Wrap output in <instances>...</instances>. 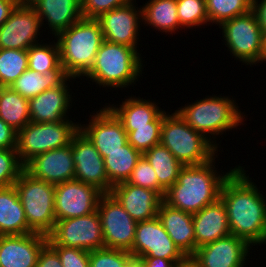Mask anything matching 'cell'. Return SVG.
Instances as JSON below:
<instances>
[{
  "label": "cell",
  "mask_w": 266,
  "mask_h": 267,
  "mask_svg": "<svg viewBox=\"0 0 266 267\" xmlns=\"http://www.w3.org/2000/svg\"><path fill=\"white\" fill-rule=\"evenodd\" d=\"M240 165L224 181L220 192L229 229L252 247L266 245V197Z\"/></svg>",
  "instance_id": "1"
},
{
  "label": "cell",
  "mask_w": 266,
  "mask_h": 267,
  "mask_svg": "<svg viewBox=\"0 0 266 267\" xmlns=\"http://www.w3.org/2000/svg\"><path fill=\"white\" fill-rule=\"evenodd\" d=\"M215 159L204 164L183 166L177 181L166 190L164 202L191 214L216 202L224 181L238 166L231 167L228 172L221 170L220 173L215 167Z\"/></svg>",
  "instance_id": "2"
},
{
  "label": "cell",
  "mask_w": 266,
  "mask_h": 267,
  "mask_svg": "<svg viewBox=\"0 0 266 267\" xmlns=\"http://www.w3.org/2000/svg\"><path fill=\"white\" fill-rule=\"evenodd\" d=\"M175 111L192 129L205 136L217 148H221L219 143H216L218 138L226 134V131L244 125L247 118L245 112L239 109L236 100L233 97L231 99L229 95H208L194 103H186Z\"/></svg>",
  "instance_id": "3"
},
{
  "label": "cell",
  "mask_w": 266,
  "mask_h": 267,
  "mask_svg": "<svg viewBox=\"0 0 266 267\" xmlns=\"http://www.w3.org/2000/svg\"><path fill=\"white\" fill-rule=\"evenodd\" d=\"M60 61L65 73L76 79L92 68L96 54L104 42L102 28L97 19L81 18L55 37Z\"/></svg>",
  "instance_id": "4"
},
{
  "label": "cell",
  "mask_w": 266,
  "mask_h": 267,
  "mask_svg": "<svg viewBox=\"0 0 266 267\" xmlns=\"http://www.w3.org/2000/svg\"><path fill=\"white\" fill-rule=\"evenodd\" d=\"M142 60L141 54L135 48L104 40L92 68L84 76L87 78L83 80L90 79L89 81L98 84L100 88L128 89V86H132L143 76Z\"/></svg>",
  "instance_id": "5"
},
{
  "label": "cell",
  "mask_w": 266,
  "mask_h": 267,
  "mask_svg": "<svg viewBox=\"0 0 266 267\" xmlns=\"http://www.w3.org/2000/svg\"><path fill=\"white\" fill-rule=\"evenodd\" d=\"M183 165L204 164L218 157V148L201 133L192 129L174 111L168 112L161 126V141Z\"/></svg>",
  "instance_id": "6"
},
{
  "label": "cell",
  "mask_w": 266,
  "mask_h": 267,
  "mask_svg": "<svg viewBox=\"0 0 266 267\" xmlns=\"http://www.w3.org/2000/svg\"><path fill=\"white\" fill-rule=\"evenodd\" d=\"M29 228L48 236L56 223L55 185L35 179L25 170L14 183Z\"/></svg>",
  "instance_id": "7"
},
{
  "label": "cell",
  "mask_w": 266,
  "mask_h": 267,
  "mask_svg": "<svg viewBox=\"0 0 266 267\" xmlns=\"http://www.w3.org/2000/svg\"><path fill=\"white\" fill-rule=\"evenodd\" d=\"M80 130V123L65 119L62 122H29L17 132V154L25 166L35 156L67 146Z\"/></svg>",
  "instance_id": "8"
},
{
  "label": "cell",
  "mask_w": 266,
  "mask_h": 267,
  "mask_svg": "<svg viewBox=\"0 0 266 267\" xmlns=\"http://www.w3.org/2000/svg\"><path fill=\"white\" fill-rule=\"evenodd\" d=\"M225 46L243 65L263 63L264 32L258 24L255 13L250 12L224 21L219 25Z\"/></svg>",
  "instance_id": "9"
},
{
  "label": "cell",
  "mask_w": 266,
  "mask_h": 267,
  "mask_svg": "<svg viewBox=\"0 0 266 267\" xmlns=\"http://www.w3.org/2000/svg\"><path fill=\"white\" fill-rule=\"evenodd\" d=\"M47 243L87 251L105 248L98 211L81 217L56 221L53 231L48 235Z\"/></svg>",
  "instance_id": "10"
},
{
  "label": "cell",
  "mask_w": 266,
  "mask_h": 267,
  "mask_svg": "<svg viewBox=\"0 0 266 267\" xmlns=\"http://www.w3.org/2000/svg\"><path fill=\"white\" fill-rule=\"evenodd\" d=\"M97 211L101 219L105 248L129 252L134 244L137 222L111 193L102 194Z\"/></svg>",
  "instance_id": "11"
},
{
  "label": "cell",
  "mask_w": 266,
  "mask_h": 267,
  "mask_svg": "<svg viewBox=\"0 0 266 267\" xmlns=\"http://www.w3.org/2000/svg\"><path fill=\"white\" fill-rule=\"evenodd\" d=\"M42 28L34 8L27 0H21L0 26V49L27 50L39 43Z\"/></svg>",
  "instance_id": "12"
},
{
  "label": "cell",
  "mask_w": 266,
  "mask_h": 267,
  "mask_svg": "<svg viewBox=\"0 0 266 267\" xmlns=\"http://www.w3.org/2000/svg\"><path fill=\"white\" fill-rule=\"evenodd\" d=\"M102 192L76 179L55 185L56 221L81 217L97 211Z\"/></svg>",
  "instance_id": "13"
},
{
  "label": "cell",
  "mask_w": 266,
  "mask_h": 267,
  "mask_svg": "<svg viewBox=\"0 0 266 267\" xmlns=\"http://www.w3.org/2000/svg\"><path fill=\"white\" fill-rule=\"evenodd\" d=\"M250 250L245 240L230 234L198 247L189 261L196 267H246Z\"/></svg>",
  "instance_id": "14"
},
{
  "label": "cell",
  "mask_w": 266,
  "mask_h": 267,
  "mask_svg": "<svg viewBox=\"0 0 266 267\" xmlns=\"http://www.w3.org/2000/svg\"><path fill=\"white\" fill-rule=\"evenodd\" d=\"M134 258L154 257L170 260H189L175 245L156 216L137 222L134 244L129 251Z\"/></svg>",
  "instance_id": "15"
},
{
  "label": "cell",
  "mask_w": 266,
  "mask_h": 267,
  "mask_svg": "<svg viewBox=\"0 0 266 267\" xmlns=\"http://www.w3.org/2000/svg\"><path fill=\"white\" fill-rule=\"evenodd\" d=\"M71 147L75 164L74 179L96 187L103 194L110 193L112 185L106 175L104 159L81 130L74 135Z\"/></svg>",
  "instance_id": "16"
},
{
  "label": "cell",
  "mask_w": 266,
  "mask_h": 267,
  "mask_svg": "<svg viewBox=\"0 0 266 267\" xmlns=\"http://www.w3.org/2000/svg\"><path fill=\"white\" fill-rule=\"evenodd\" d=\"M136 0L122 7L112 9L102 14L99 21L104 40L135 48H139V32L142 20V8ZM137 4V5H136Z\"/></svg>",
  "instance_id": "17"
},
{
  "label": "cell",
  "mask_w": 266,
  "mask_h": 267,
  "mask_svg": "<svg viewBox=\"0 0 266 267\" xmlns=\"http://www.w3.org/2000/svg\"><path fill=\"white\" fill-rule=\"evenodd\" d=\"M89 117V124L80 123V130L103 158L107 156V152L120 150L128 143L122 122L106 105Z\"/></svg>",
  "instance_id": "18"
},
{
  "label": "cell",
  "mask_w": 266,
  "mask_h": 267,
  "mask_svg": "<svg viewBox=\"0 0 266 267\" xmlns=\"http://www.w3.org/2000/svg\"><path fill=\"white\" fill-rule=\"evenodd\" d=\"M24 170L33 178L57 185L75 178L71 143L35 156Z\"/></svg>",
  "instance_id": "19"
},
{
  "label": "cell",
  "mask_w": 266,
  "mask_h": 267,
  "mask_svg": "<svg viewBox=\"0 0 266 267\" xmlns=\"http://www.w3.org/2000/svg\"><path fill=\"white\" fill-rule=\"evenodd\" d=\"M75 79L74 77H68L61 85L47 89L30 98L29 116L31 122H62L69 119L70 117L67 114L73 107L72 103L74 101L69 83L75 81Z\"/></svg>",
  "instance_id": "20"
},
{
  "label": "cell",
  "mask_w": 266,
  "mask_h": 267,
  "mask_svg": "<svg viewBox=\"0 0 266 267\" xmlns=\"http://www.w3.org/2000/svg\"><path fill=\"white\" fill-rule=\"evenodd\" d=\"M47 242L48 236L35 232L0 236V267H36Z\"/></svg>",
  "instance_id": "21"
},
{
  "label": "cell",
  "mask_w": 266,
  "mask_h": 267,
  "mask_svg": "<svg viewBox=\"0 0 266 267\" xmlns=\"http://www.w3.org/2000/svg\"><path fill=\"white\" fill-rule=\"evenodd\" d=\"M110 193L136 221L142 222L157 216L163 197L152 189L122 182L112 186Z\"/></svg>",
  "instance_id": "22"
},
{
  "label": "cell",
  "mask_w": 266,
  "mask_h": 267,
  "mask_svg": "<svg viewBox=\"0 0 266 267\" xmlns=\"http://www.w3.org/2000/svg\"><path fill=\"white\" fill-rule=\"evenodd\" d=\"M39 16L42 27L56 37L82 18L81 0H27ZM45 20V21H44ZM46 22V23H44Z\"/></svg>",
  "instance_id": "23"
},
{
  "label": "cell",
  "mask_w": 266,
  "mask_h": 267,
  "mask_svg": "<svg viewBox=\"0 0 266 267\" xmlns=\"http://www.w3.org/2000/svg\"><path fill=\"white\" fill-rule=\"evenodd\" d=\"M195 251L198 247L231 234L225 205L219 198L193 214Z\"/></svg>",
  "instance_id": "24"
},
{
  "label": "cell",
  "mask_w": 266,
  "mask_h": 267,
  "mask_svg": "<svg viewBox=\"0 0 266 267\" xmlns=\"http://www.w3.org/2000/svg\"><path fill=\"white\" fill-rule=\"evenodd\" d=\"M157 217L175 245L189 259L195 252L193 214L172 208L163 201Z\"/></svg>",
  "instance_id": "25"
},
{
  "label": "cell",
  "mask_w": 266,
  "mask_h": 267,
  "mask_svg": "<svg viewBox=\"0 0 266 267\" xmlns=\"http://www.w3.org/2000/svg\"><path fill=\"white\" fill-rule=\"evenodd\" d=\"M105 103V105L116 115V117L122 122L123 127L127 134L130 131H134L135 127L151 126V122H154L165 110L161 109L156 101L150 99H143L140 96L135 97L131 95L122 103L111 104Z\"/></svg>",
  "instance_id": "26"
},
{
  "label": "cell",
  "mask_w": 266,
  "mask_h": 267,
  "mask_svg": "<svg viewBox=\"0 0 266 267\" xmlns=\"http://www.w3.org/2000/svg\"><path fill=\"white\" fill-rule=\"evenodd\" d=\"M33 233L14 185L0 188V236Z\"/></svg>",
  "instance_id": "27"
},
{
  "label": "cell",
  "mask_w": 266,
  "mask_h": 267,
  "mask_svg": "<svg viewBox=\"0 0 266 267\" xmlns=\"http://www.w3.org/2000/svg\"><path fill=\"white\" fill-rule=\"evenodd\" d=\"M142 20L146 27L157 29L165 34H176L175 32L182 30L177 15L176 0H148L143 3ZM151 26V27H150Z\"/></svg>",
  "instance_id": "28"
},
{
  "label": "cell",
  "mask_w": 266,
  "mask_h": 267,
  "mask_svg": "<svg viewBox=\"0 0 266 267\" xmlns=\"http://www.w3.org/2000/svg\"><path fill=\"white\" fill-rule=\"evenodd\" d=\"M68 77L61 65L57 69L47 71L44 74L28 68L12 84L11 88L21 96L30 99L47 89L61 85Z\"/></svg>",
  "instance_id": "29"
},
{
  "label": "cell",
  "mask_w": 266,
  "mask_h": 267,
  "mask_svg": "<svg viewBox=\"0 0 266 267\" xmlns=\"http://www.w3.org/2000/svg\"><path fill=\"white\" fill-rule=\"evenodd\" d=\"M0 119L16 132L29 122V99L21 96L11 87H0Z\"/></svg>",
  "instance_id": "30"
},
{
  "label": "cell",
  "mask_w": 266,
  "mask_h": 267,
  "mask_svg": "<svg viewBox=\"0 0 266 267\" xmlns=\"http://www.w3.org/2000/svg\"><path fill=\"white\" fill-rule=\"evenodd\" d=\"M155 170L158 183L168 190L176 181L183 165L161 143L143 153Z\"/></svg>",
  "instance_id": "31"
},
{
  "label": "cell",
  "mask_w": 266,
  "mask_h": 267,
  "mask_svg": "<svg viewBox=\"0 0 266 267\" xmlns=\"http://www.w3.org/2000/svg\"><path fill=\"white\" fill-rule=\"evenodd\" d=\"M142 155L140 151L134 149L129 143L120 150L107 152V156L103 159L109 183L114 186L126 182Z\"/></svg>",
  "instance_id": "32"
},
{
  "label": "cell",
  "mask_w": 266,
  "mask_h": 267,
  "mask_svg": "<svg viewBox=\"0 0 266 267\" xmlns=\"http://www.w3.org/2000/svg\"><path fill=\"white\" fill-rule=\"evenodd\" d=\"M27 54L28 68L40 74L55 70L61 65L60 50L55 37L53 42L45 43L43 39L40 40L27 49Z\"/></svg>",
  "instance_id": "33"
},
{
  "label": "cell",
  "mask_w": 266,
  "mask_h": 267,
  "mask_svg": "<svg viewBox=\"0 0 266 267\" xmlns=\"http://www.w3.org/2000/svg\"><path fill=\"white\" fill-rule=\"evenodd\" d=\"M27 50L0 49V87L12 84L28 69Z\"/></svg>",
  "instance_id": "34"
},
{
  "label": "cell",
  "mask_w": 266,
  "mask_h": 267,
  "mask_svg": "<svg viewBox=\"0 0 266 267\" xmlns=\"http://www.w3.org/2000/svg\"><path fill=\"white\" fill-rule=\"evenodd\" d=\"M209 25L219 26L224 21L252 10V0H205Z\"/></svg>",
  "instance_id": "35"
},
{
  "label": "cell",
  "mask_w": 266,
  "mask_h": 267,
  "mask_svg": "<svg viewBox=\"0 0 266 267\" xmlns=\"http://www.w3.org/2000/svg\"><path fill=\"white\" fill-rule=\"evenodd\" d=\"M180 26L188 29L209 26L205 0H176Z\"/></svg>",
  "instance_id": "36"
},
{
  "label": "cell",
  "mask_w": 266,
  "mask_h": 267,
  "mask_svg": "<svg viewBox=\"0 0 266 267\" xmlns=\"http://www.w3.org/2000/svg\"><path fill=\"white\" fill-rule=\"evenodd\" d=\"M167 113L164 111L154 122H151V126L135 127L134 131L127 134L128 143L142 154L160 144L161 126Z\"/></svg>",
  "instance_id": "37"
},
{
  "label": "cell",
  "mask_w": 266,
  "mask_h": 267,
  "mask_svg": "<svg viewBox=\"0 0 266 267\" xmlns=\"http://www.w3.org/2000/svg\"><path fill=\"white\" fill-rule=\"evenodd\" d=\"M23 171L16 149H0V188L14 185Z\"/></svg>",
  "instance_id": "38"
},
{
  "label": "cell",
  "mask_w": 266,
  "mask_h": 267,
  "mask_svg": "<svg viewBox=\"0 0 266 267\" xmlns=\"http://www.w3.org/2000/svg\"><path fill=\"white\" fill-rule=\"evenodd\" d=\"M126 182L135 186L157 191L163 198L166 193V190L158 183L155 170L143 155L138 160Z\"/></svg>",
  "instance_id": "39"
},
{
  "label": "cell",
  "mask_w": 266,
  "mask_h": 267,
  "mask_svg": "<svg viewBox=\"0 0 266 267\" xmlns=\"http://www.w3.org/2000/svg\"><path fill=\"white\" fill-rule=\"evenodd\" d=\"M132 258L125 250L101 248L90 251L89 267H125Z\"/></svg>",
  "instance_id": "40"
},
{
  "label": "cell",
  "mask_w": 266,
  "mask_h": 267,
  "mask_svg": "<svg viewBox=\"0 0 266 267\" xmlns=\"http://www.w3.org/2000/svg\"><path fill=\"white\" fill-rule=\"evenodd\" d=\"M134 0H81L82 18L98 19L102 14Z\"/></svg>",
  "instance_id": "41"
},
{
  "label": "cell",
  "mask_w": 266,
  "mask_h": 267,
  "mask_svg": "<svg viewBox=\"0 0 266 267\" xmlns=\"http://www.w3.org/2000/svg\"><path fill=\"white\" fill-rule=\"evenodd\" d=\"M57 253L62 267H89L90 251L61 245H50Z\"/></svg>",
  "instance_id": "42"
},
{
  "label": "cell",
  "mask_w": 266,
  "mask_h": 267,
  "mask_svg": "<svg viewBox=\"0 0 266 267\" xmlns=\"http://www.w3.org/2000/svg\"><path fill=\"white\" fill-rule=\"evenodd\" d=\"M36 267H62L58 253L48 243L40 250Z\"/></svg>",
  "instance_id": "43"
},
{
  "label": "cell",
  "mask_w": 266,
  "mask_h": 267,
  "mask_svg": "<svg viewBox=\"0 0 266 267\" xmlns=\"http://www.w3.org/2000/svg\"><path fill=\"white\" fill-rule=\"evenodd\" d=\"M17 132L0 119V149H16Z\"/></svg>",
  "instance_id": "44"
},
{
  "label": "cell",
  "mask_w": 266,
  "mask_h": 267,
  "mask_svg": "<svg viewBox=\"0 0 266 267\" xmlns=\"http://www.w3.org/2000/svg\"><path fill=\"white\" fill-rule=\"evenodd\" d=\"M144 267H180L188 260H170L164 258L141 257Z\"/></svg>",
  "instance_id": "45"
},
{
  "label": "cell",
  "mask_w": 266,
  "mask_h": 267,
  "mask_svg": "<svg viewBox=\"0 0 266 267\" xmlns=\"http://www.w3.org/2000/svg\"><path fill=\"white\" fill-rule=\"evenodd\" d=\"M252 11L255 13L262 31L266 32V0H252Z\"/></svg>",
  "instance_id": "46"
},
{
  "label": "cell",
  "mask_w": 266,
  "mask_h": 267,
  "mask_svg": "<svg viewBox=\"0 0 266 267\" xmlns=\"http://www.w3.org/2000/svg\"><path fill=\"white\" fill-rule=\"evenodd\" d=\"M21 0H0V26L8 19Z\"/></svg>",
  "instance_id": "47"
},
{
  "label": "cell",
  "mask_w": 266,
  "mask_h": 267,
  "mask_svg": "<svg viewBox=\"0 0 266 267\" xmlns=\"http://www.w3.org/2000/svg\"><path fill=\"white\" fill-rule=\"evenodd\" d=\"M125 267H144L143 262L139 258H132Z\"/></svg>",
  "instance_id": "48"
},
{
  "label": "cell",
  "mask_w": 266,
  "mask_h": 267,
  "mask_svg": "<svg viewBox=\"0 0 266 267\" xmlns=\"http://www.w3.org/2000/svg\"><path fill=\"white\" fill-rule=\"evenodd\" d=\"M263 42V62H266V32H264Z\"/></svg>",
  "instance_id": "49"
},
{
  "label": "cell",
  "mask_w": 266,
  "mask_h": 267,
  "mask_svg": "<svg viewBox=\"0 0 266 267\" xmlns=\"http://www.w3.org/2000/svg\"><path fill=\"white\" fill-rule=\"evenodd\" d=\"M180 267H196V266L188 260L186 263L180 265Z\"/></svg>",
  "instance_id": "50"
}]
</instances>
